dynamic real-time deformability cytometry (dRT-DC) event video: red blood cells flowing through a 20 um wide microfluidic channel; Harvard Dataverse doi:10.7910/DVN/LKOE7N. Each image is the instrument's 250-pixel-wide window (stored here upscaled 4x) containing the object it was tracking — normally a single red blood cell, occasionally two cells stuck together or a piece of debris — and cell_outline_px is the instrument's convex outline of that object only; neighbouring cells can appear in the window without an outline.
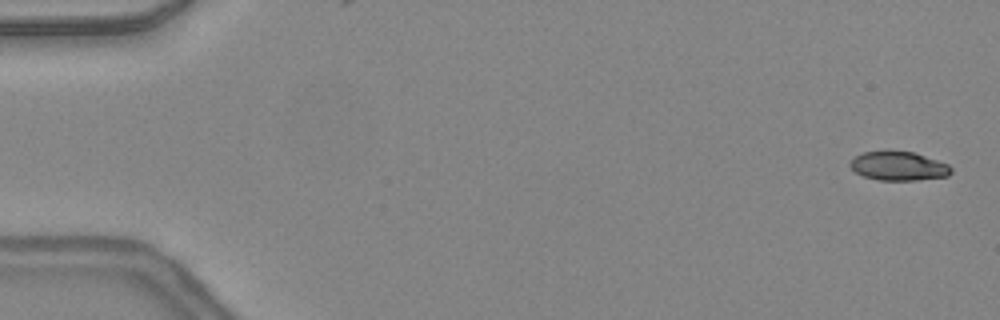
{"species": "common noctule bat (a hibernating species)", "species_latin": "Nyctalus noctula", "temperature_condition": "warm", "stored_images_in_passage": 48, "camera_frame_rate_fps": 3000, "um_per_image_px": 0.085, "animal": {"sex": "female", "body_mass_g": 24.6, "forearm_length_mm": 56.2}, "frame": {"image": 1, "passage_image": 2, "time_ms": 0.333, "image_size_px": [1000, 320], "cell_outline_px": [[952, 172], [948, 176], [916, 180], [880, 180], [864, 176], [856, 172], [848, 164], [856, 156], [864, 152], [884, 148], [888, 148], [912, 152], [948, 164], [952, 168]], "centroid_in_image_um": [76.35, 14.08], "position_along_channel_um": 8.6, "area_um2": 17.34}}
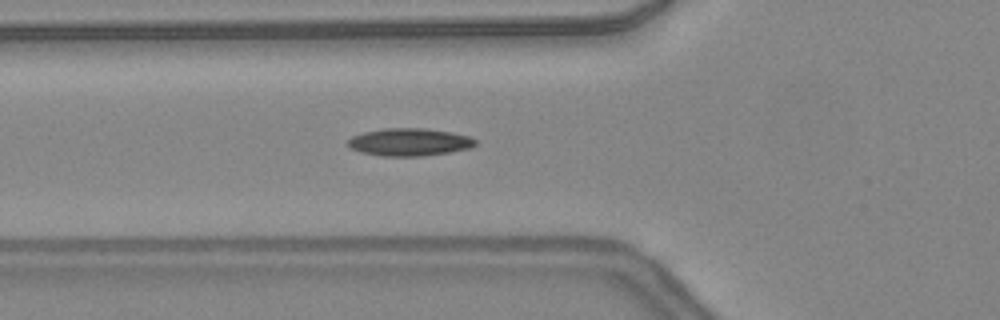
{"frame": {"image": 2, "passage_image": 18, "time_ms": 5.667, "image_size_px": [1000, 320], "cell_outline_px": [[476, 144], [472, 148], [424, 156], [380, 156], [360, 152], [348, 148], [348, 140], [352, 136], [364, 132], [384, 128], [424, 128], [452, 132], [468, 136], [476, 140]], "centroid_in_image_um": [34.78, 12.08], "position_along_channel_um": 91.0, "area_um2": 20.63}}
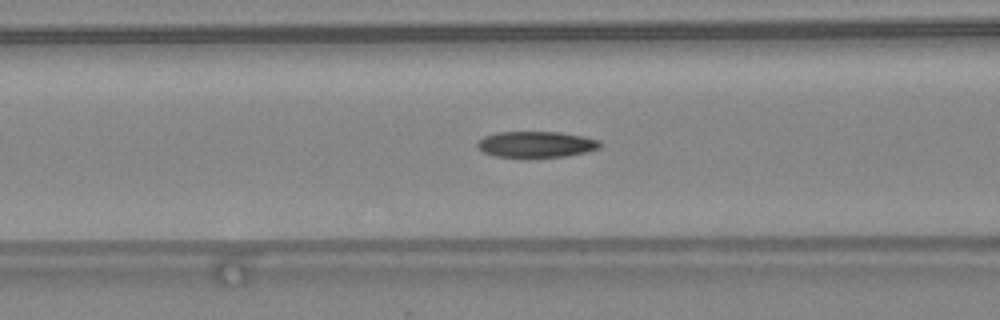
{"frame": {"image": 3, "passage_image": 20, "time_ms": 6.333, "image_size_px": [1000, 320], "cell_outline_px": [[600, 148], [584, 152], [564, 156], [496, 156], [484, 152], [476, 144], [484, 136], [496, 132], [560, 132], [584, 136], [600, 140]], "centroid_in_image_um": [45.59, 12.24], "position_along_channel_um": 121.0, "area_um2": 18.21}, "authors_computed_cell_mechanics": {"area_um2": 18.7272, "velocity_mm_per_s": 4.4119, "shape_relaxation_time_tau1_ms": 10.8073, "shape_relaxation_time_tau2_ms": 3.3204, "deformation_change_tau1": 0.2757, "deformation_change_tau2": 0.1109}}